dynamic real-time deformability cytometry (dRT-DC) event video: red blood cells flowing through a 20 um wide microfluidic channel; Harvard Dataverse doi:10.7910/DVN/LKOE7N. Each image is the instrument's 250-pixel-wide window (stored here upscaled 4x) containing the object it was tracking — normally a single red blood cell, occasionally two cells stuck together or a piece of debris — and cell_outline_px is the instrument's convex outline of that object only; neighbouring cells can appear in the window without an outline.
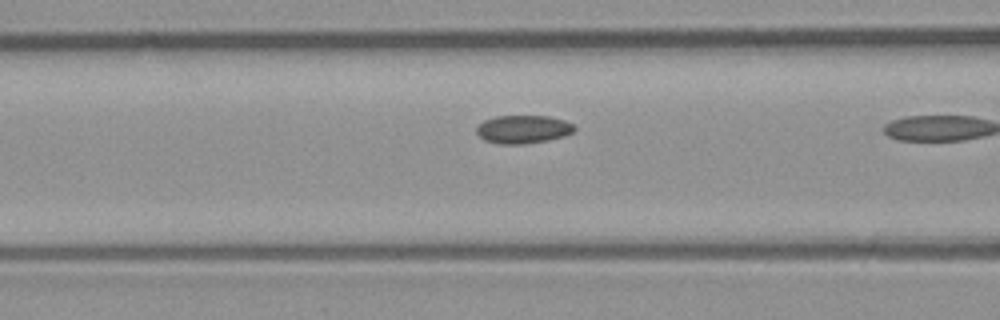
{"species": "common noctule bat (a hibernating species)", "species_latin": "Nyctalus noctula", "temperature_condition": "room temperature", "stored_images_in_passage": 6, "camera_frame_rate_fps": 3000, "um_per_image_px": 0.085, "animal": {"sex": "male", "body_mass_g": 23.1, "forearm_length_mm": 52.7}, "frame": {"image": 1, "passage_image": 5, "time_ms": 1.333, "image_size_px": [1000, 320], "cell_outline_px": [[576, 128], [572, 132], [564, 136], [548, 140], [524, 144], [500, 144], [484, 140], [476, 132], [476, 128], [484, 120], [496, 116], [548, 116], [564, 120], [572, 124]], "centroid_in_image_um": [44.45, 10.99], "position_along_channel_um": 122.1, "area_um2": 16.01}}